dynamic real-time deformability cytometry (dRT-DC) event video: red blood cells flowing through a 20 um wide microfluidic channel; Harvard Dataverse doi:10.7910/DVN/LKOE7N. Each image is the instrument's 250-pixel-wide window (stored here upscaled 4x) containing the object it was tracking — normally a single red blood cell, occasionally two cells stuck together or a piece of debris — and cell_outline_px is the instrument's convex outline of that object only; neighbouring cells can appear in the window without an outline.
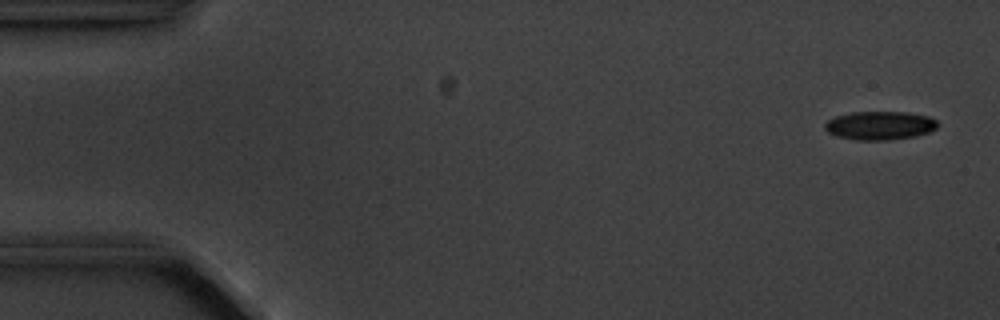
{"species": "common noctule bat (a hibernating species)", "species_latin": "Nyctalus noctula", "temperature_condition": "cold", "stored_images_in_passage": 5, "camera_frame_rate_fps": 3000, "um_per_image_px": 0.085, "animal": {"sex": "male", "body_mass_g": 20.1, "forearm_length_mm": 53.5}, "frame": {"image": 1, "passage_image": 1, "time_ms": 0.0, "image_size_px": [1000, 320], "cell_outline_px": [[940, 124], [936, 128], [928, 132], [916, 136], [888, 140], [856, 140], [836, 136], [828, 132], [824, 128], [824, 124], [828, 120], [836, 116], [852, 112], [908, 112], [928, 116], [936, 120]], "centroid_in_image_um": [74.79, 10.67], "position_along_channel_um": 10.2, "area_um2": 18.84}}